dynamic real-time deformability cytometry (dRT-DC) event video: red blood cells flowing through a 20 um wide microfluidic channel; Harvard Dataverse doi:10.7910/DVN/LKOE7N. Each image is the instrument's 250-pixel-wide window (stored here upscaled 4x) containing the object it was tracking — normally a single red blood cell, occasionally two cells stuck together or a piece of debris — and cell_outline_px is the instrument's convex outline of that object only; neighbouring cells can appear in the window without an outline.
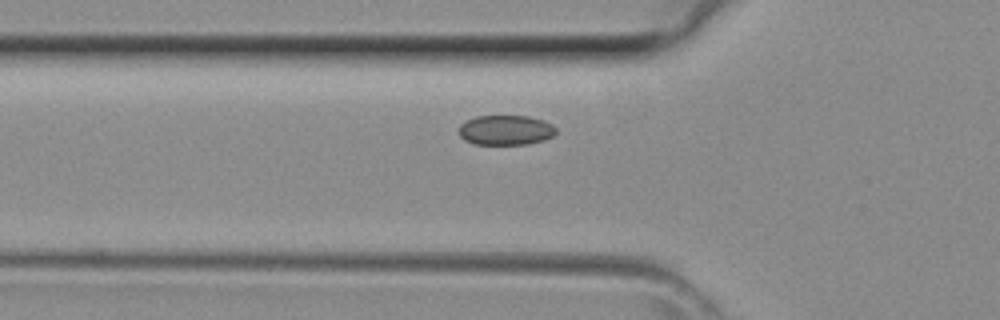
{"species": "common noctule bat (a hibernating species)", "species_latin": "Nyctalus noctula", "temperature_condition": "room temperature", "stored_images_in_passage": 29, "camera_frame_rate_fps": 3000, "um_per_image_px": 0.085, "animal": {"sex": "female", "body_mass_g": 29.2, "forearm_length_mm": 56.3}, "frame": {"image": 1, "passage_image": 4, "time_ms": 1.0, "image_size_px": [1000, 320], "cell_outline_px": [[556, 132], [552, 136], [544, 140], [528, 144], [476, 144], [464, 140], [460, 136], [460, 124], [476, 116], [528, 116], [544, 120], [552, 124], [556, 128]], "centroid_in_image_um": [43.01, 11.06], "position_along_channel_um": 82.8, "area_um2": 16.88}}
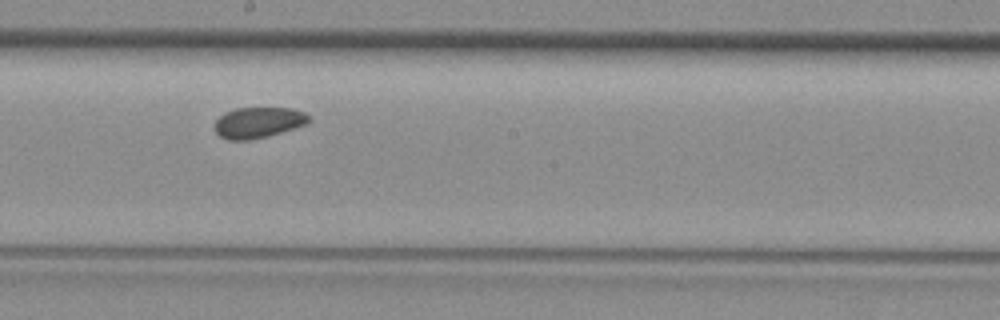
{"frame": {"image": 2, "passage_image": 13, "time_ms": 4.0, "image_size_px": [1000, 320], "cell_outline_px": [[312, 120], [308, 124], [268, 136], [248, 140], [228, 140], [220, 136], [212, 128], [212, 124], [224, 112], [236, 108], [292, 108], [304, 112]], "centroid_in_image_um": [21.93, 10.41], "position_along_channel_um": 226.3, "area_um2": 17.17}}
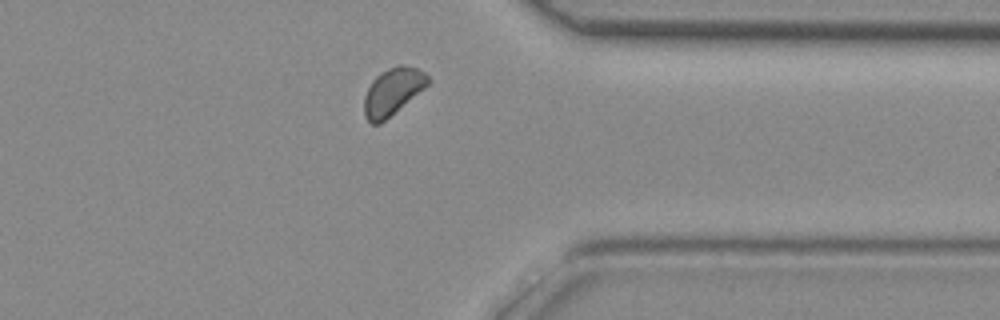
{"frame": {"image": 3, "passage_image": 23, "time_ms": 7.333, "image_size_px": [1000, 320], "cell_outline_px": [[432, 80], [424, 88], [380, 124], [372, 124], [364, 116], [364, 96], [372, 80], [380, 72], [396, 64], [400, 64], [416, 68], [424, 72]], "centroid_in_image_um": [33.36, 7.76], "position_along_channel_um": 378.0, "area_um2": 17.4}}